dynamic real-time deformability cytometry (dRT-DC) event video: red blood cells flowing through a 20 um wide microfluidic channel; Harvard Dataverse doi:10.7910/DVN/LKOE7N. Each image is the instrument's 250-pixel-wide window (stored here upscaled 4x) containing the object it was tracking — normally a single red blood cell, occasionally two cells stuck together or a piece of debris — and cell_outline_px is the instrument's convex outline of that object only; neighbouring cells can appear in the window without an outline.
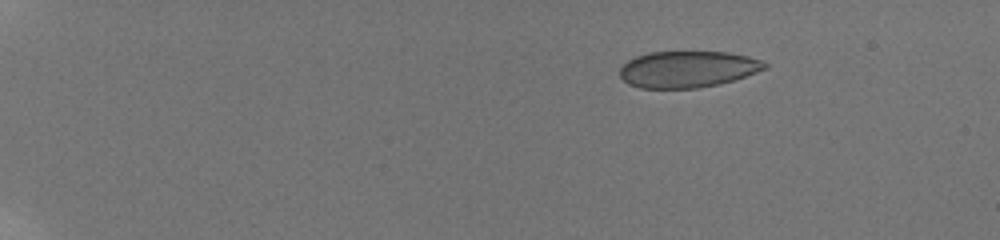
{"species": "human", "species_latin": "Homo sapiens", "temperature_condition": "room temperature", "stored_images_in_passage": 42, "camera_frame_rate_fps": 3000, "um_per_image_px": 0.085, "donor": {"sex": "male"}, "frame": {"image": 1, "passage_image": 3, "time_ms": 0.667, "image_size_px": [1000, 240], "cell_outline_px": [[768, 68], [720, 84], [696, 88], [640, 88], [628, 84], [620, 76], [620, 68], [628, 60], [636, 56], [648, 52], [728, 52], [748, 56], [760, 60], [768, 64]], "centroid_in_image_um": [58.44, 5.88], "position_along_channel_um": 26.6, "area_um2": 30.75}}
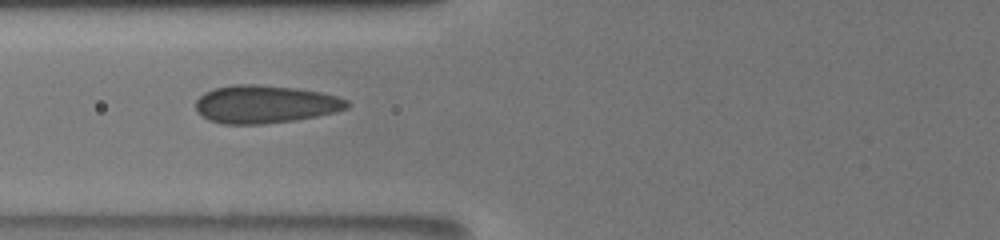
{"frame": {"image": 2, "passage_image": 20, "time_ms": 6.333, "image_size_px": [1000, 240], "cell_outline_px": [[352, 104], [348, 108], [336, 112], [296, 120], [264, 124], [224, 124], [208, 120], [196, 112], [196, 100], [204, 92], [216, 88], [232, 84], [260, 84], [296, 88], [320, 92], [336, 96], [348, 100]], "centroid_in_image_um": [22.54, 8.86], "position_along_channel_um": 103.3, "area_um2": 33.76}}
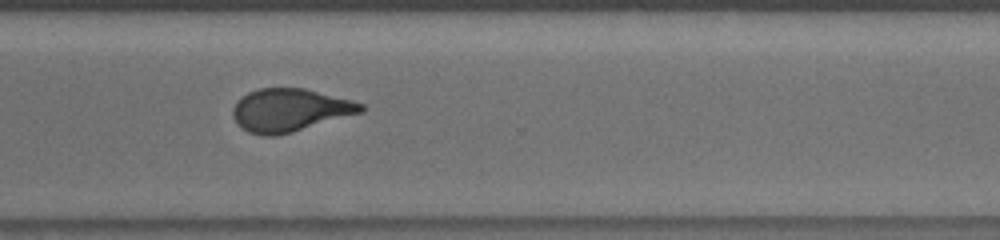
{"frame": {"image": 3, "passage_image": 31, "time_ms": 12.667, "image_size_px": [1000, 240], "cell_outline_px": [[364, 112], [292, 132], [276, 136], [264, 136], [248, 132], [232, 116], [232, 108], [248, 92], [260, 88], [304, 88], [352, 100], [364, 104]], "centroid_in_image_um": [24.67, 9.36], "position_along_channel_um": 345.9, "area_um2": 31.79}, "authors_computed_cell_mechanics": {"area_um2": 32.0501, "velocity_mm_per_s": 3.8363, "shape_relaxation_time_tau1_ms": 10.4318, "shape_relaxation_time_tau2_ms": 0.6333, "deformation_change_tau1": 0.1905, "deformation_change_tau2": 0.0733}}